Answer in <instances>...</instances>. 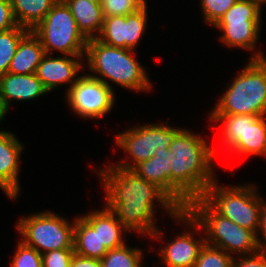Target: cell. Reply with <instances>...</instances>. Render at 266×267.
<instances>
[{"instance_id": "obj_1", "label": "cell", "mask_w": 266, "mask_h": 267, "mask_svg": "<svg viewBox=\"0 0 266 267\" xmlns=\"http://www.w3.org/2000/svg\"><path fill=\"white\" fill-rule=\"evenodd\" d=\"M96 172L106 193L105 205L129 233L133 231L159 240L163 233L155 224V203L158 202L171 218L181 210L159 187L139 177L132 169L110 164Z\"/></svg>"}, {"instance_id": "obj_2", "label": "cell", "mask_w": 266, "mask_h": 267, "mask_svg": "<svg viewBox=\"0 0 266 267\" xmlns=\"http://www.w3.org/2000/svg\"><path fill=\"white\" fill-rule=\"evenodd\" d=\"M191 130L180 128L169 145L171 167V200L186 209L189 202L203 197L217 179L214 158L216 149ZM214 166V168H213Z\"/></svg>"}, {"instance_id": "obj_3", "label": "cell", "mask_w": 266, "mask_h": 267, "mask_svg": "<svg viewBox=\"0 0 266 267\" xmlns=\"http://www.w3.org/2000/svg\"><path fill=\"white\" fill-rule=\"evenodd\" d=\"M135 53L132 49L107 45L92 38L86 46L85 68L95 73H90V76L98 78L109 87H112V81L133 92L150 91L153 87L148 72L138 62Z\"/></svg>"}, {"instance_id": "obj_4", "label": "cell", "mask_w": 266, "mask_h": 267, "mask_svg": "<svg viewBox=\"0 0 266 267\" xmlns=\"http://www.w3.org/2000/svg\"><path fill=\"white\" fill-rule=\"evenodd\" d=\"M209 114L266 116V58L250 59Z\"/></svg>"}, {"instance_id": "obj_5", "label": "cell", "mask_w": 266, "mask_h": 267, "mask_svg": "<svg viewBox=\"0 0 266 267\" xmlns=\"http://www.w3.org/2000/svg\"><path fill=\"white\" fill-rule=\"evenodd\" d=\"M201 225L206 244L230 255H249L260 250L257 235L220 215L203 197L191 200L185 209Z\"/></svg>"}, {"instance_id": "obj_6", "label": "cell", "mask_w": 266, "mask_h": 267, "mask_svg": "<svg viewBox=\"0 0 266 267\" xmlns=\"http://www.w3.org/2000/svg\"><path fill=\"white\" fill-rule=\"evenodd\" d=\"M203 198L220 215L257 235L261 207L265 200L259 195L256 185L223 186L215 180L207 188Z\"/></svg>"}, {"instance_id": "obj_7", "label": "cell", "mask_w": 266, "mask_h": 267, "mask_svg": "<svg viewBox=\"0 0 266 267\" xmlns=\"http://www.w3.org/2000/svg\"><path fill=\"white\" fill-rule=\"evenodd\" d=\"M261 18L262 11L256 0H237L213 27L222 31L219 40L225 46L252 51L249 59H264L262 51L256 50Z\"/></svg>"}, {"instance_id": "obj_8", "label": "cell", "mask_w": 266, "mask_h": 267, "mask_svg": "<svg viewBox=\"0 0 266 267\" xmlns=\"http://www.w3.org/2000/svg\"><path fill=\"white\" fill-rule=\"evenodd\" d=\"M31 31L39 38L45 54L59 51L63 56H84L86 53L88 39L78 29L70 8L63 0H59Z\"/></svg>"}, {"instance_id": "obj_9", "label": "cell", "mask_w": 266, "mask_h": 267, "mask_svg": "<svg viewBox=\"0 0 266 267\" xmlns=\"http://www.w3.org/2000/svg\"><path fill=\"white\" fill-rule=\"evenodd\" d=\"M75 218L68 219L52 211L22 216L16 223L18 234L25 245L43 254L57 249H74Z\"/></svg>"}, {"instance_id": "obj_10", "label": "cell", "mask_w": 266, "mask_h": 267, "mask_svg": "<svg viewBox=\"0 0 266 267\" xmlns=\"http://www.w3.org/2000/svg\"><path fill=\"white\" fill-rule=\"evenodd\" d=\"M213 123H221L225 151L238 155L266 157V116L209 114Z\"/></svg>"}, {"instance_id": "obj_11", "label": "cell", "mask_w": 266, "mask_h": 267, "mask_svg": "<svg viewBox=\"0 0 266 267\" xmlns=\"http://www.w3.org/2000/svg\"><path fill=\"white\" fill-rule=\"evenodd\" d=\"M168 125V122L136 125L117 134L114 138L116 145L127 154V158H132V161L126 158L125 161L122 159L114 165L133 169L140 162L150 159L158 149H168L173 135L180 129Z\"/></svg>"}, {"instance_id": "obj_12", "label": "cell", "mask_w": 266, "mask_h": 267, "mask_svg": "<svg viewBox=\"0 0 266 267\" xmlns=\"http://www.w3.org/2000/svg\"><path fill=\"white\" fill-rule=\"evenodd\" d=\"M66 90L65 101L71 110L88 120L106 116L116 101L114 89L88 73L80 75Z\"/></svg>"}, {"instance_id": "obj_13", "label": "cell", "mask_w": 266, "mask_h": 267, "mask_svg": "<svg viewBox=\"0 0 266 267\" xmlns=\"http://www.w3.org/2000/svg\"><path fill=\"white\" fill-rule=\"evenodd\" d=\"M172 219L180 221L185 224L184 226L187 225L189 230L180 232L181 234L175 236L172 241H168L164 247H161L158 250L160 259L165 267H194L199 253L206 243L205 236L201 235L197 240L195 235L203 229L185 209H181ZM191 229L194 230L191 232Z\"/></svg>"}, {"instance_id": "obj_14", "label": "cell", "mask_w": 266, "mask_h": 267, "mask_svg": "<svg viewBox=\"0 0 266 267\" xmlns=\"http://www.w3.org/2000/svg\"><path fill=\"white\" fill-rule=\"evenodd\" d=\"M147 7L126 16H105L96 39L107 45L135 50L147 28Z\"/></svg>"}, {"instance_id": "obj_15", "label": "cell", "mask_w": 266, "mask_h": 267, "mask_svg": "<svg viewBox=\"0 0 266 267\" xmlns=\"http://www.w3.org/2000/svg\"><path fill=\"white\" fill-rule=\"evenodd\" d=\"M23 144L14 133L0 132V189L12 200L20 195L19 168Z\"/></svg>"}, {"instance_id": "obj_16", "label": "cell", "mask_w": 266, "mask_h": 267, "mask_svg": "<svg viewBox=\"0 0 266 267\" xmlns=\"http://www.w3.org/2000/svg\"><path fill=\"white\" fill-rule=\"evenodd\" d=\"M84 58L85 56L54 57L45 54L37 67L36 75L48 92L54 91L61 85L63 87L66 83H70L69 87H71L80 76L78 73L81 70L84 71V64L81 61Z\"/></svg>"}, {"instance_id": "obj_17", "label": "cell", "mask_w": 266, "mask_h": 267, "mask_svg": "<svg viewBox=\"0 0 266 267\" xmlns=\"http://www.w3.org/2000/svg\"><path fill=\"white\" fill-rule=\"evenodd\" d=\"M73 247L77 255L99 260L108 252L100 245L98 209L75 217Z\"/></svg>"}, {"instance_id": "obj_18", "label": "cell", "mask_w": 266, "mask_h": 267, "mask_svg": "<svg viewBox=\"0 0 266 267\" xmlns=\"http://www.w3.org/2000/svg\"><path fill=\"white\" fill-rule=\"evenodd\" d=\"M47 93L36 73H6L0 76V99L8 110L12 101L34 100Z\"/></svg>"}, {"instance_id": "obj_19", "label": "cell", "mask_w": 266, "mask_h": 267, "mask_svg": "<svg viewBox=\"0 0 266 267\" xmlns=\"http://www.w3.org/2000/svg\"><path fill=\"white\" fill-rule=\"evenodd\" d=\"M170 151L158 149L150 159L140 162L132 170L141 178L155 184L171 199Z\"/></svg>"}, {"instance_id": "obj_20", "label": "cell", "mask_w": 266, "mask_h": 267, "mask_svg": "<svg viewBox=\"0 0 266 267\" xmlns=\"http://www.w3.org/2000/svg\"><path fill=\"white\" fill-rule=\"evenodd\" d=\"M70 8L78 29L89 40L96 38L103 25L104 16L100 0H63Z\"/></svg>"}, {"instance_id": "obj_21", "label": "cell", "mask_w": 266, "mask_h": 267, "mask_svg": "<svg viewBox=\"0 0 266 267\" xmlns=\"http://www.w3.org/2000/svg\"><path fill=\"white\" fill-rule=\"evenodd\" d=\"M45 55L44 47L39 38L30 30L19 42L8 73L33 74Z\"/></svg>"}, {"instance_id": "obj_22", "label": "cell", "mask_w": 266, "mask_h": 267, "mask_svg": "<svg viewBox=\"0 0 266 267\" xmlns=\"http://www.w3.org/2000/svg\"><path fill=\"white\" fill-rule=\"evenodd\" d=\"M59 0H10L18 25L34 29Z\"/></svg>"}, {"instance_id": "obj_23", "label": "cell", "mask_w": 266, "mask_h": 267, "mask_svg": "<svg viewBox=\"0 0 266 267\" xmlns=\"http://www.w3.org/2000/svg\"><path fill=\"white\" fill-rule=\"evenodd\" d=\"M128 231L106 205L99 210L100 245H104L108 250L118 248L126 243L123 236Z\"/></svg>"}, {"instance_id": "obj_24", "label": "cell", "mask_w": 266, "mask_h": 267, "mask_svg": "<svg viewBox=\"0 0 266 267\" xmlns=\"http://www.w3.org/2000/svg\"><path fill=\"white\" fill-rule=\"evenodd\" d=\"M143 250L129 247L126 243L118 248L108 250L100 260L101 267H143Z\"/></svg>"}, {"instance_id": "obj_25", "label": "cell", "mask_w": 266, "mask_h": 267, "mask_svg": "<svg viewBox=\"0 0 266 267\" xmlns=\"http://www.w3.org/2000/svg\"><path fill=\"white\" fill-rule=\"evenodd\" d=\"M29 31L18 25L0 33V76L8 73L10 62L16 53L19 42Z\"/></svg>"}, {"instance_id": "obj_26", "label": "cell", "mask_w": 266, "mask_h": 267, "mask_svg": "<svg viewBox=\"0 0 266 267\" xmlns=\"http://www.w3.org/2000/svg\"><path fill=\"white\" fill-rule=\"evenodd\" d=\"M234 256L221 248L206 244L201 249L194 267H232Z\"/></svg>"}, {"instance_id": "obj_27", "label": "cell", "mask_w": 266, "mask_h": 267, "mask_svg": "<svg viewBox=\"0 0 266 267\" xmlns=\"http://www.w3.org/2000/svg\"><path fill=\"white\" fill-rule=\"evenodd\" d=\"M204 22L212 27L237 0H200Z\"/></svg>"}, {"instance_id": "obj_28", "label": "cell", "mask_w": 266, "mask_h": 267, "mask_svg": "<svg viewBox=\"0 0 266 267\" xmlns=\"http://www.w3.org/2000/svg\"><path fill=\"white\" fill-rule=\"evenodd\" d=\"M10 267H42V256L35 248L19 240Z\"/></svg>"}, {"instance_id": "obj_29", "label": "cell", "mask_w": 266, "mask_h": 267, "mask_svg": "<svg viewBox=\"0 0 266 267\" xmlns=\"http://www.w3.org/2000/svg\"><path fill=\"white\" fill-rule=\"evenodd\" d=\"M103 16H126L135 13L143 5L139 0H100Z\"/></svg>"}, {"instance_id": "obj_30", "label": "cell", "mask_w": 266, "mask_h": 267, "mask_svg": "<svg viewBox=\"0 0 266 267\" xmlns=\"http://www.w3.org/2000/svg\"><path fill=\"white\" fill-rule=\"evenodd\" d=\"M74 249H57L41 254L42 267H70Z\"/></svg>"}, {"instance_id": "obj_31", "label": "cell", "mask_w": 266, "mask_h": 267, "mask_svg": "<svg viewBox=\"0 0 266 267\" xmlns=\"http://www.w3.org/2000/svg\"><path fill=\"white\" fill-rule=\"evenodd\" d=\"M240 258V259H239ZM232 262V267H266V251L259 250L254 254L239 256Z\"/></svg>"}, {"instance_id": "obj_32", "label": "cell", "mask_w": 266, "mask_h": 267, "mask_svg": "<svg viewBox=\"0 0 266 267\" xmlns=\"http://www.w3.org/2000/svg\"><path fill=\"white\" fill-rule=\"evenodd\" d=\"M18 26L10 0H0V33Z\"/></svg>"}, {"instance_id": "obj_33", "label": "cell", "mask_w": 266, "mask_h": 267, "mask_svg": "<svg viewBox=\"0 0 266 267\" xmlns=\"http://www.w3.org/2000/svg\"><path fill=\"white\" fill-rule=\"evenodd\" d=\"M259 235L261 236V238ZM257 241L260 250L266 251V201H264L261 207L260 227L257 233Z\"/></svg>"}, {"instance_id": "obj_34", "label": "cell", "mask_w": 266, "mask_h": 267, "mask_svg": "<svg viewBox=\"0 0 266 267\" xmlns=\"http://www.w3.org/2000/svg\"><path fill=\"white\" fill-rule=\"evenodd\" d=\"M70 267H101V261L96 258L82 257L74 253Z\"/></svg>"}, {"instance_id": "obj_35", "label": "cell", "mask_w": 266, "mask_h": 267, "mask_svg": "<svg viewBox=\"0 0 266 267\" xmlns=\"http://www.w3.org/2000/svg\"><path fill=\"white\" fill-rule=\"evenodd\" d=\"M8 112V109L0 99V123L2 122V119L4 120V117L6 116V113ZM2 130H0L1 132Z\"/></svg>"}, {"instance_id": "obj_36", "label": "cell", "mask_w": 266, "mask_h": 267, "mask_svg": "<svg viewBox=\"0 0 266 267\" xmlns=\"http://www.w3.org/2000/svg\"><path fill=\"white\" fill-rule=\"evenodd\" d=\"M256 1L258 3L259 7L262 10L263 6L266 4V0H256Z\"/></svg>"}, {"instance_id": "obj_37", "label": "cell", "mask_w": 266, "mask_h": 267, "mask_svg": "<svg viewBox=\"0 0 266 267\" xmlns=\"http://www.w3.org/2000/svg\"><path fill=\"white\" fill-rule=\"evenodd\" d=\"M139 2H140L143 6H148V5H147V0H139Z\"/></svg>"}]
</instances>
